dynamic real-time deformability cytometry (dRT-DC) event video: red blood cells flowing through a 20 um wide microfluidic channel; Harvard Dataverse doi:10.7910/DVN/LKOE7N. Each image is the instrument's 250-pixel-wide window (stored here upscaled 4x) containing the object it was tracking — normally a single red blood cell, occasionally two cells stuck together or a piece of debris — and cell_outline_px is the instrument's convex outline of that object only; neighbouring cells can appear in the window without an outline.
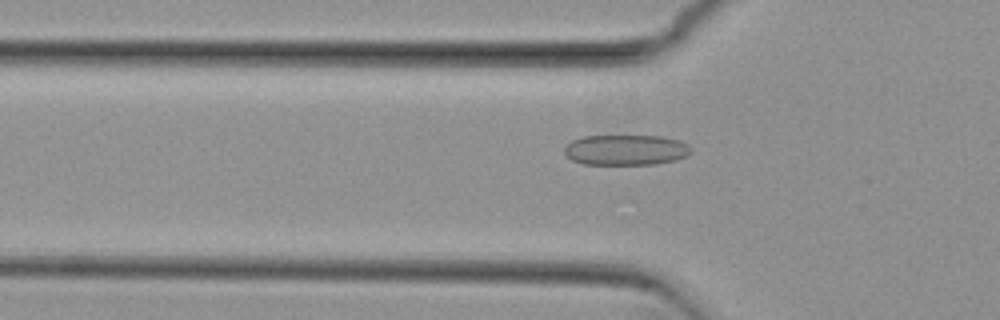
{"species": "common noctule bat (a hibernating species)", "species_latin": "Nyctalus noctula", "temperature_condition": "cold", "stored_images_in_passage": 34, "camera_frame_rate_fps": 3000, "um_per_image_px": 0.085, "animal": {"sex": "female", "body_mass_g": 29.2, "forearm_length_mm": 56.3}, "frame": {"image": 1, "passage_image": 7, "time_ms": 2.0, "image_size_px": [1000, 320], "cell_outline_px": [[692, 152], [676, 160], [656, 164], [584, 164], [572, 160], [564, 152], [564, 148], [572, 140], [584, 136], [664, 136], [680, 140], [688, 144], [692, 148]], "centroid_in_image_um": [53.23, 12.74], "position_along_channel_um": 72.6, "area_um2": 22.54}}
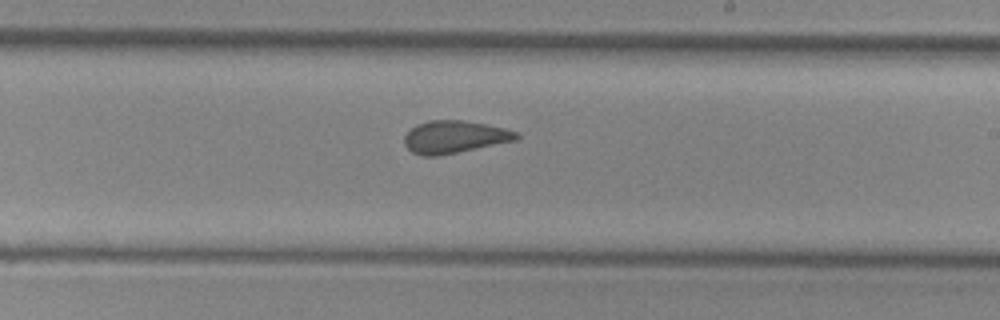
{"frame": {"image": 2, "passage_image": 21, "time_ms": 6.667, "image_size_px": [1000, 320], "cell_outline_px": [[520, 136], [516, 140], [440, 156], [424, 156], [412, 152], [404, 144], [404, 136], [416, 124], [428, 120], [460, 120], [484, 124], [504, 128], [520, 132]], "centroid_in_image_um": [38.63, 11.64], "position_along_channel_um": 250.4, "area_um2": 21.21}}
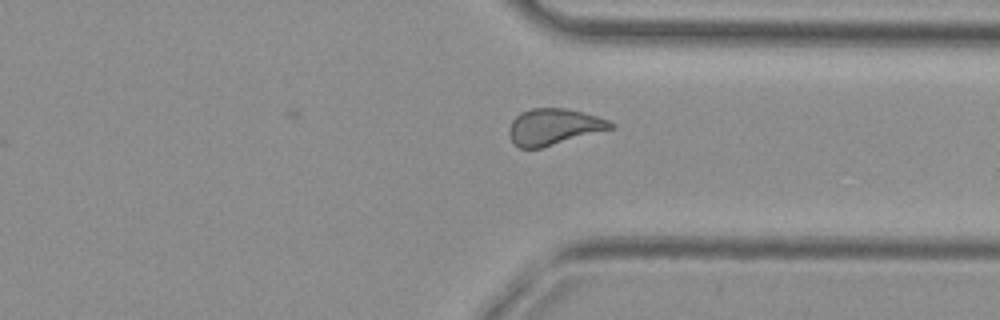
{"frame": {"image": 3, "passage_image": 30, "time_ms": 9.667, "image_size_px": [1000, 320], "cell_outline_px": [[616, 128], [540, 148], [520, 148], [512, 144], [508, 132], [508, 128], [512, 120], [520, 112], [532, 108], [564, 108], [596, 116], [608, 120], [616, 124]], "centroid_in_image_um": [47.06, 10.79], "position_along_channel_um": 364.3, "area_um2": 21.62}, "authors_computed_cell_mechanics": {"area_um2": 21.3282, "velocity_mm_per_s": 3.7965, "shape_relaxation_time_tau1_ms": null, "shape_relaxation_time_tau2_ms": 1.3871, "deformation_change_tau1": null, "deformation_change_tau2": 0.0977}}